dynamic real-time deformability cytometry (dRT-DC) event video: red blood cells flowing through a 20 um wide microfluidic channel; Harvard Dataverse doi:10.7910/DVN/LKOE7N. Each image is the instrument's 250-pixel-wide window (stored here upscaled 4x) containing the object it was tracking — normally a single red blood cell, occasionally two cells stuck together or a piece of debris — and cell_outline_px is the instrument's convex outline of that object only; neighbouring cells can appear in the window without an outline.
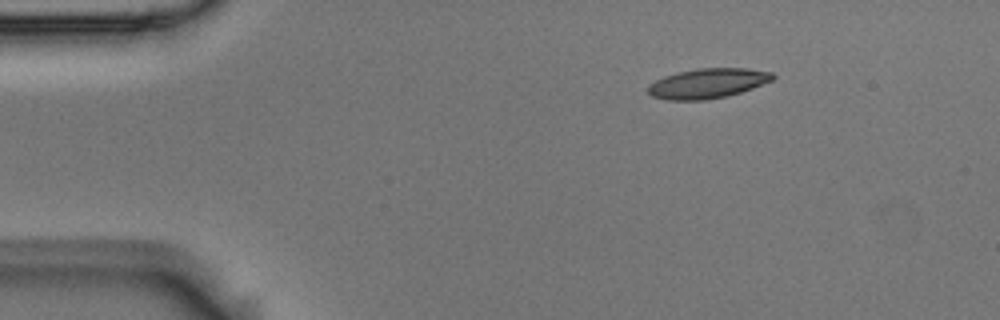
{"species": "Egyptian fruit bat (a non-hibernating species)", "species_latin": "Rousettus aegyptiacus", "temperature_condition": "room temperature", "stored_images_in_passage": 4, "camera_frame_rate_fps": 3000, "um_per_image_px": 0.085, "animal": {"sex": "male"}, "frame": {"image": 1, "passage_image": 4, "time_ms": 1.0, "image_size_px": [1000, 320], "cell_outline_px": [[776, 76], [772, 80], [752, 88], [728, 96], [704, 100], [668, 100], [652, 96], [648, 92], [648, 84], [664, 76], [680, 72], [700, 68], [748, 68], [772, 72]], "centroid_in_image_um": [60.16, 7.08], "position_along_channel_um": 24.8, "area_um2": 21.62}}